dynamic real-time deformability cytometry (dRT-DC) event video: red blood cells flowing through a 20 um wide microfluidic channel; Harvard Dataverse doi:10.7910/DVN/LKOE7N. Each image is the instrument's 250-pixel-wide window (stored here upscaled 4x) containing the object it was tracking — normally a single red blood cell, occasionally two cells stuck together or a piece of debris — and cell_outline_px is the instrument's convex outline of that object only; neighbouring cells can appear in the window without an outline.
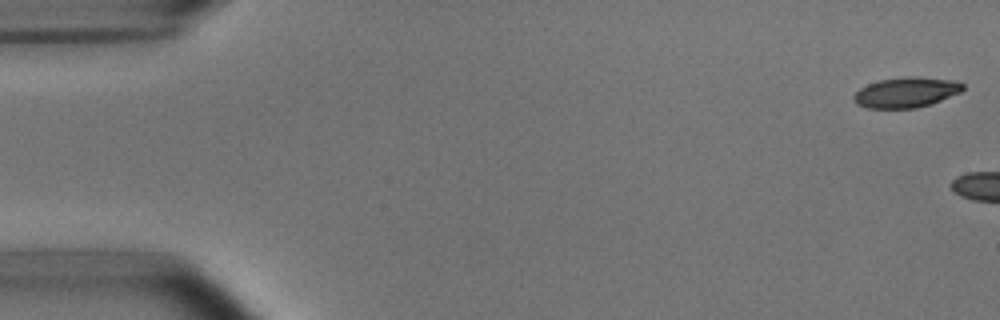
{"species": "common noctule bat (a hibernating species)", "species_latin": "Nyctalus noctula", "temperature_condition": "room temperature", "stored_images_in_passage": 2, "camera_frame_rate_fps": 3000, "um_per_image_px": 0.085, "animal": {"sex": "male", "body_mass_g": 15.6}, "frame": {"image": 1, "passage_image": 1, "time_ms": 0.0, "image_size_px": [1000, 320], "cell_outline_px": [[964, 88], [960, 92], [940, 100], [916, 108], [868, 108], [856, 104], [852, 96], [860, 88], [868, 84], [880, 80], [908, 76], [912, 76], [956, 80], [964, 84]], "centroid_in_image_um": [77.01, 7.84], "position_along_channel_um": 8.0, "area_um2": 19.13}}